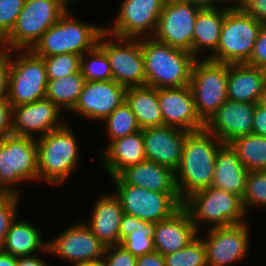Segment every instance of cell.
<instances>
[{
  "label": "cell",
  "instance_id": "6da1fadb",
  "mask_svg": "<svg viewBox=\"0 0 266 266\" xmlns=\"http://www.w3.org/2000/svg\"><path fill=\"white\" fill-rule=\"evenodd\" d=\"M224 143L205 129L190 132L184 141L181 162L175 171L182 202L195 192L212 186L216 155Z\"/></svg>",
  "mask_w": 266,
  "mask_h": 266
},
{
  "label": "cell",
  "instance_id": "7a4b0ae2",
  "mask_svg": "<svg viewBox=\"0 0 266 266\" xmlns=\"http://www.w3.org/2000/svg\"><path fill=\"white\" fill-rule=\"evenodd\" d=\"M145 60L146 86L160 88L190 84L196 57L188 51L157 41L154 37L141 38Z\"/></svg>",
  "mask_w": 266,
  "mask_h": 266
},
{
  "label": "cell",
  "instance_id": "3957f363",
  "mask_svg": "<svg viewBox=\"0 0 266 266\" xmlns=\"http://www.w3.org/2000/svg\"><path fill=\"white\" fill-rule=\"evenodd\" d=\"M68 124L37 138L39 180L63 184L79 166L78 138Z\"/></svg>",
  "mask_w": 266,
  "mask_h": 266
},
{
  "label": "cell",
  "instance_id": "277c9868",
  "mask_svg": "<svg viewBox=\"0 0 266 266\" xmlns=\"http://www.w3.org/2000/svg\"><path fill=\"white\" fill-rule=\"evenodd\" d=\"M68 9L60 19L48 28L31 49L39 57L71 53L82 55L93 49L105 26L93 25L72 18Z\"/></svg>",
  "mask_w": 266,
  "mask_h": 266
},
{
  "label": "cell",
  "instance_id": "5b68a950",
  "mask_svg": "<svg viewBox=\"0 0 266 266\" xmlns=\"http://www.w3.org/2000/svg\"><path fill=\"white\" fill-rule=\"evenodd\" d=\"M263 23L240 6H227L217 50L208 59L225 64L247 63Z\"/></svg>",
  "mask_w": 266,
  "mask_h": 266
},
{
  "label": "cell",
  "instance_id": "8992f818",
  "mask_svg": "<svg viewBox=\"0 0 266 266\" xmlns=\"http://www.w3.org/2000/svg\"><path fill=\"white\" fill-rule=\"evenodd\" d=\"M183 207L189 212L197 231L204 222L211 224L208 228L247 222L242 199L213 186L192 194L183 202Z\"/></svg>",
  "mask_w": 266,
  "mask_h": 266
},
{
  "label": "cell",
  "instance_id": "52a82bcc",
  "mask_svg": "<svg viewBox=\"0 0 266 266\" xmlns=\"http://www.w3.org/2000/svg\"><path fill=\"white\" fill-rule=\"evenodd\" d=\"M60 0H25L11 32L0 42L10 50H30L68 10Z\"/></svg>",
  "mask_w": 266,
  "mask_h": 266
},
{
  "label": "cell",
  "instance_id": "ba28073f",
  "mask_svg": "<svg viewBox=\"0 0 266 266\" xmlns=\"http://www.w3.org/2000/svg\"><path fill=\"white\" fill-rule=\"evenodd\" d=\"M37 180L39 181L36 139L14 134L2 139L0 141L1 188L6 193L21 195L22 191L13 185Z\"/></svg>",
  "mask_w": 266,
  "mask_h": 266
},
{
  "label": "cell",
  "instance_id": "9c48e42d",
  "mask_svg": "<svg viewBox=\"0 0 266 266\" xmlns=\"http://www.w3.org/2000/svg\"><path fill=\"white\" fill-rule=\"evenodd\" d=\"M15 52L17 54L13 57L12 53ZM47 83L43 57L37 56L31 49L11 50L7 95L11 107L44 99Z\"/></svg>",
  "mask_w": 266,
  "mask_h": 266
},
{
  "label": "cell",
  "instance_id": "30bf717a",
  "mask_svg": "<svg viewBox=\"0 0 266 266\" xmlns=\"http://www.w3.org/2000/svg\"><path fill=\"white\" fill-rule=\"evenodd\" d=\"M227 78L228 64L208 58L194 62L189 86L197 114L204 123L228 99Z\"/></svg>",
  "mask_w": 266,
  "mask_h": 266
},
{
  "label": "cell",
  "instance_id": "8fae6325",
  "mask_svg": "<svg viewBox=\"0 0 266 266\" xmlns=\"http://www.w3.org/2000/svg\"><path fill=\"white\" fill-rule=\"evenodd\" d=\"M123 212L150 223L170 218L182 206L179 193H160L127 185L119 176L111 178Z\"/></svg>",
  "mask_w": 266,
  "mask_h": 266
},
{
  "label": "cell",
  "instance_id": "7c38bea8",
  "mask_svg": "<svg viewBox=\"0 0 266 266\" xmlns=\"http://www.w3.org/2000/svg\"><path fill=\"white\" fill-rule=\"evenodd\" d=\"M98 45L109 58L114 81L126 88L146 85L141 38H121L104 31Z\"/></svg>",
  "mask_w": 266,
  "mask_h": 266
},
{
  "label": "cell",
  "instance_id": "4fadbf2b",
  "mask_svg": "<svg viewBox=\"0 0 266 266\" xmlns=\"http://www.w3.org/2000/svg\"><path fill=\"white\" fill-rule=\"evenodd\" d=\"M166 0H123L113 26L105 31L121 38L153 37Z\"/></svg>",
  "mask_w": 266,
  "mask_h": 266
},
{
  "label": "cell",
  "instance_id": "5bb4252c",
  "mask_svg": "<svg viewBox=\"0 0 266 266\" xmlns=\"http://www.w3.org/2000/svg\"><path fill=\"white\" fill-rule=\"evenodd\" d=\"M201 8L194 3L166 0L153 37L192 53L194 24Z\"/></svg>",
  "mask_w": 266,
  "mask_h": 266
},
{
  "label": "cell",
  "instance_id": "9a60e30c",
  "mask_svg": "<svg viewBox=\"0 0 266 266\" xmlns=\"http://www.w3.org/2000/svg\"><path fill=\"white\" fill-rule=\"evenodd\" d=\"M249 225L240 224L212 227L207 230L204 245L207 255V266H229L242 260L249 247Z\"/></svg>",
  "mask_w": 266,
  "mask_h": 266
},
{
  "label": "cell",
  "instance_id": "2e32d148",
  "mask_svg": "<svg viewBox=\"0 0 266 266\" xmlns=\"http://www.w3.org/2000/svg\"><path fill=\"white\" fill-rule=\"evenodd\" d=\"M50 254L71 264L102 260L106 246L81 222L72 224L47 245Z\"/></svg>",
  "mask_w": 266,
  "mask_h": 266
},
{
  "label": "cell",
  "instance_id": "e0dca14e",
  "mask_svg": "<svg viewBox=\"0 0 266 266\" xmlns=\"http://www.w3.org/2000/svg\"><path fill=\"white\" fill-rule=\"evenodd\" d=\"M61 111L46 98L12 107V134L34 139L36 134L38 138L43 137L66 124L59 119Z\"/></svg>",
  "mask_w": 266,
  "mask_h": 266
},
{
  "label": "cell",
  "instance_id": "ac0fdd59",
  "mask_svg": "<svg viewBox=\"0 0 266 266\" xmlns=\"http://www.w3.org/2000/svg\"><path fill=\"white\" fill-rule=\"evenodd\" d=\"M126 89L114 80L86 81L72 113L102 122L125 101Z\"/></svg>",
  "mask_w": 266,
  "mask_h": 266
},
{
  "label": "cell",
  "instance_id": "d6986e66",
  "mask_svg": "<svg viewBox=\"0 0 266 266\" xmlns=\"http://www.w3.org/2000/svg\"><path fill=\"white\" fill-rule=\"evenodd\" d=\"M158 102L164 125L188 132L204 130L205 123L197 114L189 85L158 89Z\"/></svg>",
  "mask_w": 266,
  "mask_h": 266
},
{
  "label": "cell",
  "instance_id": "ffe728a7",
  "mask_svg": "<svg viewBox=\"0 0 266 266\" xmlns=\"http://www.w3.org/2000/svg\"><path fill=\"white\" fill-rule=\"evenodd\" d=\"M255 105L227 99L205 123L204 129L230 144L236 138L252 133Z\"/></svg>",
  "mask_w": 266,
  "mask_h": 266
},
{
  "label": "cell",
  "instance_id": "44dd1931",
  "mask_svg": "<svg viewBox=\"0 0 266 266\" xmlns=\"http://www.w3.org/2000/svg\"><path fill=\"white\" fill-rule=\"evenodd\" d=\"M141 130L147 160L175 172L181 162L184 141L190 132L166 125Z\"/></svg>",
  "mask_w": 266,
  "mask_h": 266
},
{
  "label": "cell",
  "instance_id": "7402d4cb",
  "mask_svg": "<svg viewBox=\"0 0 266 266\" xmlns=\"http://www.w3.org/2000/svg\"><path fill=\"white\" fill-rule=\"evenodd\" d=\"M198 234L189 212L182 206L170 218L154 223V249L163 256L174 253Z\"/></svg>",
  "mask_w": 266,
  "mask_h": 266
},
{
  "label": "cell",
  "instance_id": "603a6c76",
  "mask_svg": "<svg viewBox=\"0 0 266 266\" xmlns=\"http://www.w3.org/2000/svg\"><path fill=\"white\" fill-rule=\"evenodd\" d=\"M115 192L103 194L85 222L91 232L107 247L120 244V224L124 214L121 201Z\"/></svg>",
  "mask_w": 266,
  "mask_h": 266
},
{
  "label": "cell",
  "instance_id": "cb8c5ba5",
  "mask_svg": "<svg viewBox=\"0 0 266 266\" xmlns=\"http://www.w3.org/2000/svg\"><path fill=\"white\" fill-rule=\"evenodd\" d=\"M127 185L160 193H179L175 172L154 161L131 165L118 175Z\"/></svg>",
  "mask_w": 266,
  "mask_h": 266
},
{
  "label": "cell",
  "instance_id": "d4e9b609",
  "mask_svg": "<svg viewBox=\"0 0 266 266\" xmlns=\"http://www.w3.org/2000/svg\"><path fill=\"white\" fill-rule=\"evenodd\" d=\"M101 163L109 178L118 176L131 165L147 160L142 130L113 140L101 156Z\"/></svg>",
  "mask_w": 266,
  "mask_h": 266
},
{
  "label": "cell",
  "instance_id": "484cf974",
  "mask_svg": "<svg viewBox=\"0 0 266 266\" xmlns=\"http://www.w3.org/2000/svg\"><path fill=\"white\" fill-rule=\"evenodd\" d=\"M266 85L262 68L241 64H228L227 97L229 100L258 103Z\"/></svg>",
  "mask_w": 266,
  "mask_h": 266
},
{
  "label": "cell",
  "instance_id": "4316f807",
  "mask_svg": "<svg viewBox=\"0 0 266 266\" xmlns=\"http://www.w3.org/2000/svg\"><path fill=\"white\" fill-rule=\"evenodd\" d=\"M248 173L238 157V152L231 144L224 143L216 155L212 186L242 199Z\"/></svg>",
  "mask_w": 266,
  "mask_h": 266
},
{
  "label": "cell",
  "instance_id": "83f0119b",
  "mask_svg": "<svg viewBox=\"0 0 266 266\" xmlns=\"http://www.w3.org/2000/svg\"><path fill=\"white\" fill-rule=\"evenodd\" d=\"M211 7H202L196 17L192 40V54L199 59L202 51H211L212 55L219 45L221 28L226 15V5L221 4ZM219 8V9H218ZM204 47V48H203Z\"/></svg>",
  "mask_w": 266,
  "mask_h": 266
},
{
  "label": "cell",
  "instance_id": "f1b7e54d",
  "mask_svg": "<svg viewBox=\"0 0 266 266\" xmlns=\"http://www.w3.org/2000/svg\"><path fill=\"white\" fill-rule=\"evenodd\" d=\"M17 219L12 222L1 249L16 257L34 256L38 251L50 254L48 242H44L39 228Z\"/></svg>",
  "mask_w": 266,
  "mask_h": 266
},
{
  "label": "cell",
  "instance_id": "f546056e",
  "mask_svg": "<svg viewBox=\"0 0 266 266\" xmlns=\"http://www.w3.org/2000/svg\"><path fill=\"white\" fill-rule=\"evenodd\" d=\"M125 101L136 116L141 129L164 125L158 102V89L146 85L128 87Z\"/></svg>",
  "mask_w": 266,
  "mask_h": 266
},
{
  "label": "cell",
  "instance_id": "4dcf8cb0",
  "mask_svg": "<svg viewBox=\"0 0 266 266\" xmlns=\"http://www.w3.org/2000/svg\"><path fill=\"white\" fill-rule=\"evenodd\" d=\"M85 82L81 71L63 78L48 80L45 98L62 111L66 109L71 112L79 100Z\"/></svg>",
  "mask_w": 266,
  "mask_h": 266
},
{
  "label": "cell",
  "instance_id": "1f68e13d",
  "mask_svg": "<svg viewBox=\"0 0 266 266\" xmlns=\"http://www.w3.org/2000/svg\"><path fill=\"white\" fill-rule=\"evenodd\" d=\"M232 147L248 171L266 170V137L253 133L233 140Z\"/></svg>",
  "mask_w": 266,
  "mask_h": 266
},
{
  "label": "cell",
  "instance_id": "d6a6232c",
  "mask_svg": "<svg viewBox=\"0 0 266 266\" xmlns=\"http://www.w3.org/2000/svg\"><path fill=\"white\" fill-rule=\"evenodd\" d=\"M80 71L86 81L113 80L109 58L98 44L81 55Z\"/></svg>",
  "mask_w": 266,
  "mask_h": 266
},
{
  "label": "cell",
  "instance_id": "836d02e7",
  "mask_svg": "<svg viewBox=\"0 0 266 266\" xmlns=\"http://www.w3.org/2000/svg\"><path fill=\"white\" fill-rule=\"evenodd\" d=\"M102 122L106 124V129L110 141L109 144L118 138L125 137L140 131L136 116L131 111L130 106L124 101Z\"/></svg>",
  "mask_w": 266,
  "mask_h": 266
},
{
  "label": "cell",
  "instance_id": "e575fe53",
  "mask_svg": "<svg viewBox=\"0 0 266 266\" xmlns=\"http://www.w3.org/2000/svg\"><path fill=\"white\" fill-rule=\"evenodd\" d=\"M197 235L183 249L164 255L166 266H207L204 241Z\"/></svg>",
  "mask_w": 266,
  "mask_h": 266
},
{
  "label": "cell",
  "instance_id": "d590c367",
  "mask_svg": "<svg viewBox=\"0 0 266 266\" xmlns=\"http://www.w3.org/2000/svg\"><path fill=\"white\" fill-rule=\"evenodd\" d=\"M154 223L141 220V225L126 236L121 245L136 257L154 252Z\"/></svg>",
  "mask_w": 266,
  "mask_h": 266
},
{
  "label": "cell",
  "instance_id": "8d00e7d4",
  "mask_svg": "<svg viewBox=\"0 0 266 266\" xmlns=\"http://www.w3.org/2000/svg\"><path fill=\"white\" fill-rule=\"evenodd\" d=\"M242 204L246 214L251 207H266V170L249 171Z\"/></svg>",
  "mask_w": 266,
  "mask_h": 266
},
{
  "label": "cell",
  "instance_id": "74e56055",
  "mask_svg": "<svg viewBox=\"0 0 266 266\" xmlns=\"http://www.w3.org/2000/svg\"><path fill=\"white\" fill-rule=\"evenodd\" d=\"M80 55L65 53L43 57L48 80L63 78L80 71Z\"/></svg>",
  "mask_w": 266,
  "mask_h": 266
},
{
  "label": "cell",
  "instance_id": "f35d334b",
  "mask_svg": "<svg viewBox=\"0 0 266 266\" xmlns=\"http://www.w3.org/2000/svg\"><path fill=\"white\" fill-rule=\"evenodd\" d=\"M20 197V195L12 193H6L0 197V249L5 242L6 234L12 222L17 217Z\"/></svg>",
  "mask_w": 266,
  "mask_h": 266
},
{
  "label": "cell",
  "instance_id": "ab89813d",
  "mask_svg": "<svg viewBox=\"0 0 266 266\" xmlns=\"http://www.w3.org/2000/svg\"><path fill=\"white\" fill-rule=\"evenodd\" d=\"M25 0H0V42L11 32Z\"/></svg>",
  "mask_w": 266,
  "mask_h": 266
},
{
  "label": "cell",
  "instance_id": "60d3db41",
  "mask_svg": "<svg viewBox=\"0 0 266 266\" xmlns=\"http://www.w3.org/2000/svg\"><path fill=\"white\" fill-rule=\"evenodd\" d=\"M101 261L103 266H136L137 257L118 244L107 246Z\"/></svg>",
  "mask_w": 266,
  "mask_h": 266
},
{
  "label": "cell",
  "instance_id": "b9f144b4",
  "mask_svg": "<svg viewBox=\"0 0 266 266\" xmlns=\"http://www.w3.org/2000/svg\"><path fill=\"white\" fill-rule=\"evenodd\" d=\"M257 68L266 66V24H263L254 44L249 61L246 63Z\"/></svg>",
  "mask_w": 266,
  "mask_h": 266
},
{
  "label": "cell",
  "instance_id": "7bdbcfd3",
  "mask_svg": "<svg viewBox=\"0 0 266 266\" xmlns=\"http://www.w3.org/2000/svg\"><path fill=\"white\" fill-rule=\"evenodd\" d=\"M10 65L11 50L0 45V97L8 95Z\"/></svg>",
  "mask_w": 266,
  "mask_h": 266
},
{
  "label": "cell",
  "instance_id": "ee69618b",
  "mask_svg": "<svg viewBox=\"0 0 266 266\" xmlns=\"http://www.w3.org/2000/svg\"><path fill=\"white\" fill-rule=\"evenodd\" d=\"M12 134V107L7 97H0V141Z\"/></svg>",
  "mask_w": 266,
  "mask_h": 266
},
{
  "label": "cell",
  "instance_id": "f6af8a7d",
  "mask_svg": "<svg viewBox=\"0 0 266 266\" xmlns=\"http://www.w3.org/2000/svg\"><path fill=\"white\" fill-rule=\"evenodd\" d=\"M240 7L259 22L266 24V0H244Z\"/></svg>",
  "mask_w": 266,
  "mask_h": 266
},
{
  "label": "cell",
  "instance_id": "bcb514c9",
  "mask_svg": "<svg viewBox=\"0 0 266 266\" xmlns=\"http://www.w3.org/2000/svg\"><path fill=\"white\" fill-rule=\"evenodd\" d=\"M252 133L266 137V108L258 103L255 105Z\"/></svg>",
  "mask_w": 266,
  "mask_h": 266
},
{
  "label": "cell",
  "instance_id": "7dc6e473",
  "mask_svg": "<svg viewBox=\"0 0 266 266\" xmlns=\"http://www.w3.org/2000/svg\"><path fill=\"white\" fill-rule=\"evenodd\" d=\"M141 225V220L133 215L124 213L120 224V243L121 241Z\"/></svg>",
  "mask_w": 266,
  "mask_h": 266
},
{
  "label": "cell",
  "instance_id": "c3c4849f",
  "mask_svg": "<svg viewBox=\"0 0 266 266\" xmlns=\"http://www.w3.org/2000/svg\"><path fill=\"white\" fill-rule=\"evenodd\" d=\"M136 266H166L164 256L157 252H151L137 257Z\"/></svg>",
  "mask_w": 266,
  "mask_h": 266
},
{
  "label": "cell",
  "instance_id": "681fc988",
  "mask_svg": "<svg viewBox=\"0 0 266 266\" xmlns=\"http://www.w3.org/2000/svg\"><path fill=\"white\" fill-rule=\"evenodd\" d=\"M36 256L17 257V266H49L45 261Z\"/></svg>",
  "mask_w": 266,
  "mask_h": 266
},
{
  "label": "cell",
  "instance_id": "f907efd6",
  "mask_svg": "<svg viewBox=\"0 0 266 266\" xmlns=\"http://www.w3.org/2000/svg\"><path fill=\"white\" fill-rule=\"evenodd\" d=\"M0 266H17V257L0 249Z\"/></svg>",
  "mask_w": 266,
  "mask_h": 266
},
{
  "label": "cell",
  "instance_id": "816d5d0a",
  "mask_svg": "<svg viewBox=\"0 0 266 266\" xmlns=\"http://www.w3.org/2000/svg\"><path fill=\"white\" fill-rule=\"evenodd\" d=\"M174 1L194 3L201 7H211V6H216L217 4L215 0H174Z\"/></svg>",
  "mask_w": 266,
  "mask_h": 266
},
{
  "label": "cell",
  "instance_id": "f5cc1de1",
  "mask_svg": "<svg viewBox=\"0 0 266 266\" xmlns=\"http://www.w3.org/2000/svg\"><path fill=\"white\" fill-rule=\"evenodd\" d=\"M215 1H216L217 4L218 3L219 4L224 3V5L233 7V6H240L243 3L244 0H215ZM233 1H235V2L233 3ZM228 2H231V3H228Z\"/></svg>",
  "mask_w": 266,
  "mask_h": 266
},
{
  "label": "cell",
  "instance_id": "db71d44e",
  "mask_svg": "<svg viewBox=\"0 0 266 266\" xmlns=\"http://www.w3.org/2000/svg\"><path fill=\"white\" fill-rule=\"evenodd\" d=\"M73 266H103L101 260H96V261H90V262H79L73 264Z\"/></svg>",
  "mask_w": 266,
  "mask_h": 266
},
{
  "label": "cell",
  "instance_id": "11a10c76",
  "mask_svg": "<svg viewBox=\"0 0 266 266\" xmlns=\"http://www.w3.org/2000/svg\"><path fill=\"white\" fill-rule=\"evenodd\" d=\"M258 104L263 108H266V85L264 86L263 92L260 94Z\"/></svg>",
  "mask_w": 266,
  "mask_h": 266
},
{
  "label": "cell",
  "instance_id": "9f6ffc18",
  "mask_svg": "<svg viewBox=\"0 0 266 266\" xmlns=\"http://www.w3.org/2000/svg\"><path fill=\"white\" fill-rule=\"evenodd\" d=\"M67 8L71 3H74L76 0H60Z\"/></svg>",
  "mask_w": 266,
  "mask_h": 266
},
{
  "label": "cell",
  "instance_id": "6f0895ef",
  "mask_svg": "<svg viewBox=\"0 0 266 266\" xmlns=\"http://www.w3.org/2000/svg\"><path fill=\"white\" fill-rule=\"evenodd\" d=\"M5 194H6V192L0 186V197L4 196Z\"/></svg>",
  "mask_w": 266,
  "mask_h": 266
},
{
  "label": "cell",
  "instance_id": "680465c9",
  "mask_svg": "<svg viewBox=\"0 0 266 266\" xmlns=\"http://www.w3.org/2000/svg\"><path fill=\"white\" fill-rule=\"evenodd\" d=\"M263 69V73H264V77H265V82H266V66L262 68Z\"/></svg>",
  "mask_w": 266,
  "mask_h": 266
}]
</instances>
